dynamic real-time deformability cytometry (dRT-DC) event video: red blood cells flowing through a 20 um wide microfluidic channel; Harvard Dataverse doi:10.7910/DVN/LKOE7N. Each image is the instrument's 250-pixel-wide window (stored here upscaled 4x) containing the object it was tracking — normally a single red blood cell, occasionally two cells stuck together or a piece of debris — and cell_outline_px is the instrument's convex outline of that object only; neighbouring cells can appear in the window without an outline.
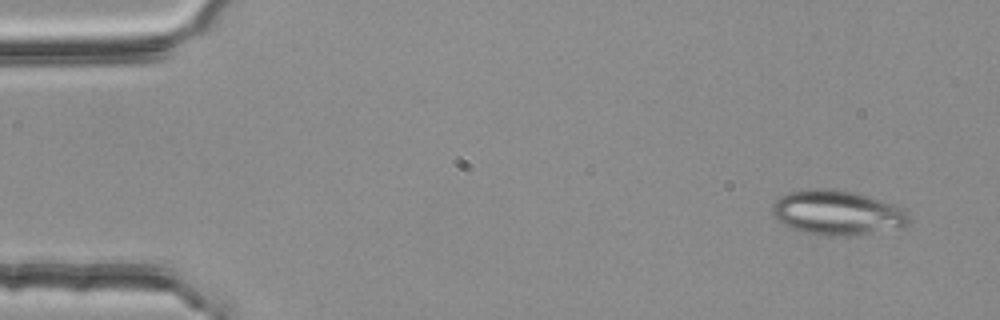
{"species": "common noctule bat (a hibernating species)", "species_latin": "Nyctalus noctula", "temperature_condition": "room temperature", "stored_images_in_passage": 4, "camera_frame_rate_fps": 3000, "um_per_image_px": 0.085, "animal": {"sex": "female", "body_mass_g": 25.1}, "frame": {"image": 1, "passage_image": 1, "time_ms": 0.0, "image_size_px": [1000, 320], "cell_outline_px": [[908, 224], [900, 228], [856, 236], [820, 236], [804, 232], [792, 228], [784, 224], [772, 212], [772, 204], [780, 196], [788, 192], [812, 188], [832, 188], [852, 192], [880, 200], [904, 208], [908, 212]], "centroid_in_image_um": [71.18, 18.09], "position_along_channel_um": 13.8, "area_um2": 35.72}}